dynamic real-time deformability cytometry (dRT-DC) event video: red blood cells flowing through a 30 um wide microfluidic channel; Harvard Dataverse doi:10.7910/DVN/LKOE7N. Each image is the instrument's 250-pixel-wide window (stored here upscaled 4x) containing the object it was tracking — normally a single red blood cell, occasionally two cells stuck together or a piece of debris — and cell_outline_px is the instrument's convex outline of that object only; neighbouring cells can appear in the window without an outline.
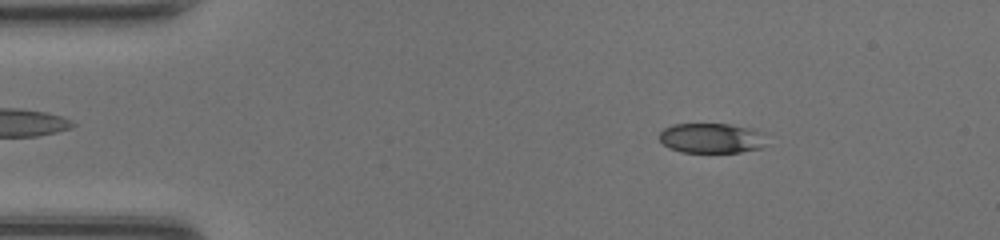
{"species": "common noctule bat (a hibernating species)", "species_latin": "Nyctalus noctula", "temperature_condition": "room temperature", "stored_images_in_passage": 46, "camera_frame_rate_fps": 3000, "um_per_image_px": 0.085, "animal": {"sex": "female", "body_mass_g": 20.0, "forearm_length_mm": 54.0}, "frame": {"image": 1, "passage_image": 6, "time_ms": 1.667, "image_size_px": [1000, 240], "cell_outline_px": [[768, 144], [760, 148], [740, 152], [680, 152], [668, 148], [660, 140], [660, 132], [664, 128], [672, 124], [728, 124], [748, 128], [764, 132]], "centroid_in_image_um": [60.5, 11.74], "position_along_channel_um": 24.5, "area_um2": 18.9}}
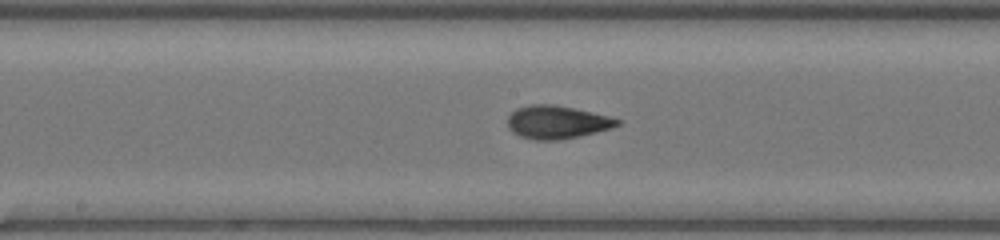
{"frame": {"image": 2, "passage_image": 23, "time_ms": 7.333, "image_size_px": [1000, 240], "cell_outline_px": [[624, 120], [620, 124], [612, 128], [580, 136], [560, 140], [536, 140], [520, 136], [512, 132], [508, 128], [508, 116], [516, 108], [528, 104], [552, 104], [592, 112]], "centroid_in_image_um": [47.34, 10.38], "position_along_channel_um": 200.9, "area_um2": 21.27}}
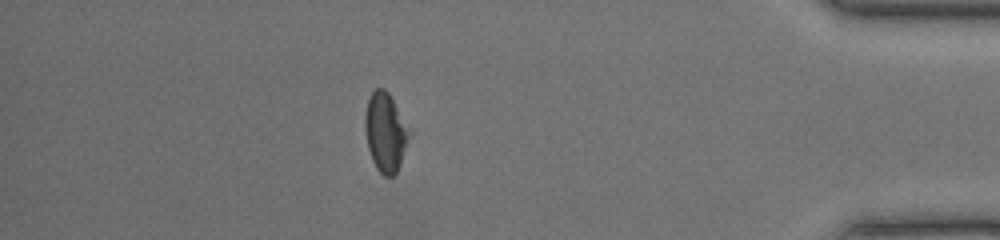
{"frame": {"image": 3, "passage_image": 40, "time_ms": 13.0, "image_size_px": [1000, 240], "cell_outline_px": [[412, 132], [400, 164], [396, 172], [392, 176], [384, 176], [376, 168], [372, 160], [368, 148], [364, 128], [364, 116], [368, 100], [372, 92], [376, 88], [384, 88], [388, 92], [412, 128]], "centroid_in_image_um": [32.79, 11.21], "position_along_channel_um": 402.4, "area_um2": 20.75}, "authors_computed_cell_mechanics": {"area_um2": 20.519, "velocity_mm_per_s": 4.3655, "shape_relaxation_time_tau1_ms": 4.4305, "shape_relaxation_time_tau2_ms": 1.6658, "deformation_change_tau1": 0.1267, "deformation_change_tau2": 0.0785}}